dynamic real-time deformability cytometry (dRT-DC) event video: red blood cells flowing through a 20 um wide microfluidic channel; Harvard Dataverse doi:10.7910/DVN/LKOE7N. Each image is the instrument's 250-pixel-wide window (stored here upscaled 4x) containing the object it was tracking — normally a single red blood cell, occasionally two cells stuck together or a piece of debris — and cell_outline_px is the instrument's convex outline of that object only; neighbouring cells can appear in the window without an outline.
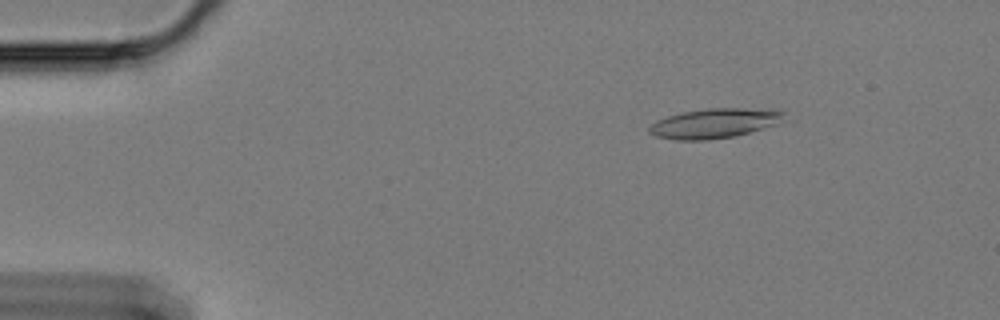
{"species": "Egyptian fruit bat (a non-hibernating species)", "species_latin": "Rousettus aegyptiacus", "temperature_condition": "cold", "stored_images_in_passage": 49, "camera_frame_rate_fps": 3000, "um_per_image_px": 0.085, "animal": {"sex": "female"}, "frame": {"image": 1, "passage_image": 9, "time_ms": 2.667, "image_size_px": [1000, 320], "cell_outline_px": [[784, 112], [780, 124], [736, 136], [708, 140], [676, 140], [656, 136], [648, 132], [648, 128], [656, 120], [680, 112], [708, 108], [780, 108]], "centroid_in_image_um": [60.79, 10.47], "position_along_channel_um": 24.2, "area_um2": 23.81}}
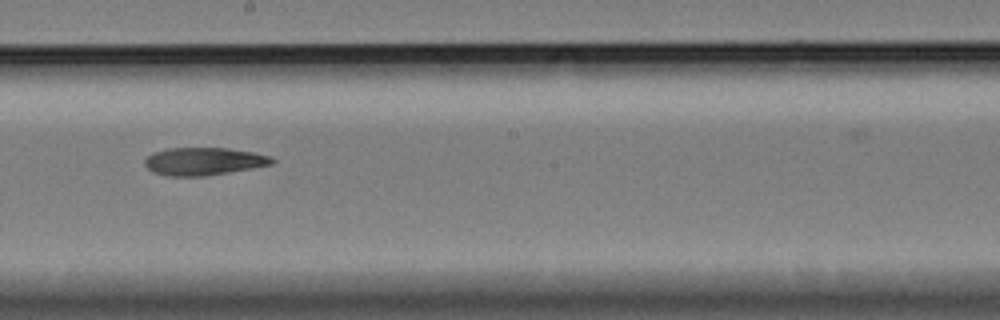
{"frame": {"image": 2, "passage_image": 34, "time_ms": 11.0, "image_size_px": [1000, 320], "cell_outline_px": [[276, 160], [272, 164], [252, 168], [204, 176], [168, 176], [152, 172], [144, 164], [144, 160], [148, 156], [156, 152], [168, 148], [228, 148], [252, 152], [272, 156]], "centroid_in_image_um": [17.33, 13.71], "position_along_channel_um": 230.9, "area_um2": 20.46}}
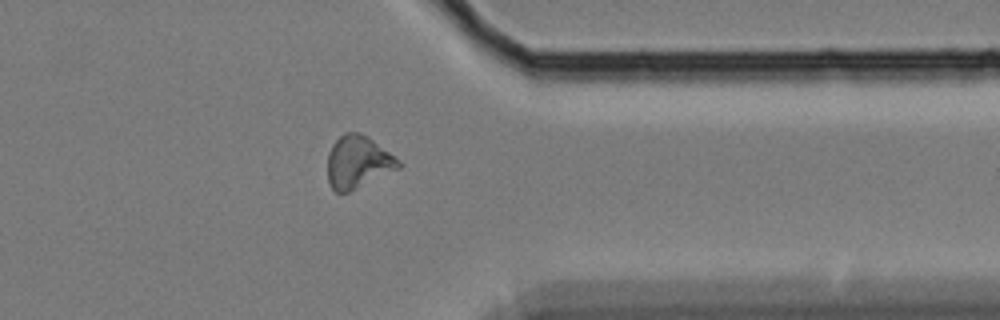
{"frame": {"image": 3, "passage_image": 48, "time_ms": 15.667, "image_size_px": [1000, 320], "cell_outline_px": [[404, 164], [400, 168], [348, 192], [336, 192], [332, 188], [328, 180], [328, 152], [332, 144], [344, 132], [360, 132], [372, 140], [400, 160]], "centroid_in_image_um": [30.42, 13.77], "position_along_channel_um": 381.0, "area_um2": 21.56}}